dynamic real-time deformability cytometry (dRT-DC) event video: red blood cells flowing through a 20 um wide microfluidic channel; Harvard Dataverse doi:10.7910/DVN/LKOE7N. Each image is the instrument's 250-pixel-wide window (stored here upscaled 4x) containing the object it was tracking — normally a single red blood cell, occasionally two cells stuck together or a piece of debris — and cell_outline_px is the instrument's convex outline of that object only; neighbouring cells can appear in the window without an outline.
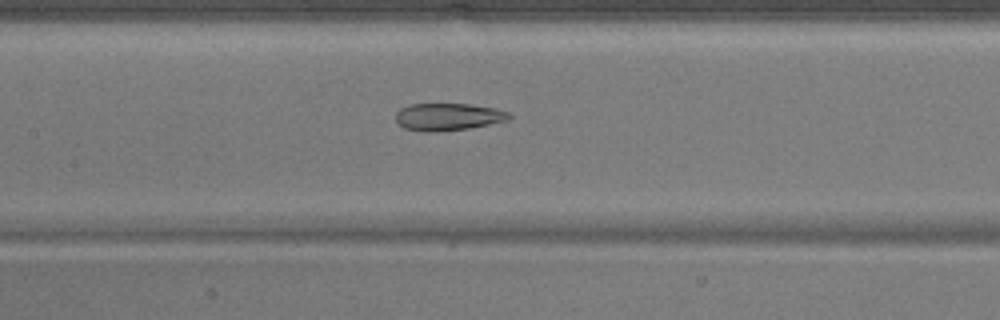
{"species": "common noctule bat (a hibernating species)", "species_latin": "Nyctalus noctula", "temperature_condition": "warm", "stored_images_in_passage": 46, "camera_frame_rate_fps": 3000, "um_per_image_px": 0.085, "animal": {"sex": "male", "body_mass_g": 17.9}, "frame": {"image": 1, "passage_image": 20, "time_ms": 6.333, "image_size_px": [1000, 320], "cell_outline_px": [[512, 116], [508, 120], [468, 128], [436, 132], [424, 132], [404, 128], [396, 120], [396, 112], [400, 108], [408, 104], [472, 104], [496, 108], [508, 112]], "centroid_in_image_um": [38.07, 9.92], "position_along_channel_um": 169.3, "area_um2": 18.09}}
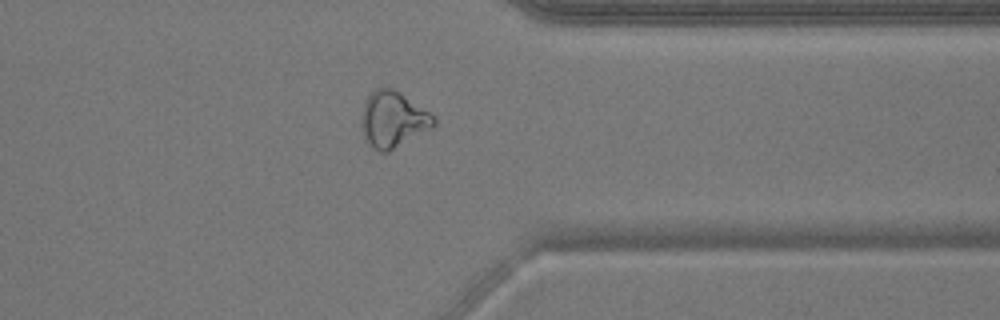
{"frame": {"image": 2, "passage_image": 36, "time_ms": 11.667, "image_size_px": [1000, 320], "cell_outline_px": [[436, 124], [432, 128], [388, 152], [380, 152], [372, 148], [368, 144], [364, 136], [360, 124], [360, 116], [364, 100], [376, 88], [392, 88], [400, 92], [436, 116]], "centroid_in_image_um": [33.39, 10.16], "position_along_channel_um": 378.0, "area_um2": 23.93}}
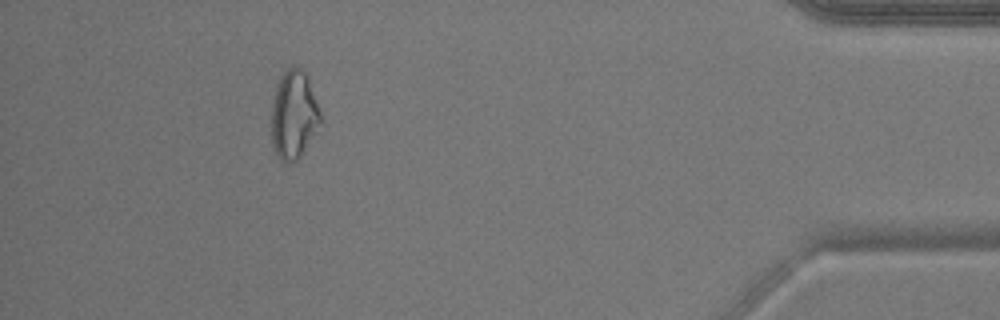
{"frame": {"image": 3, "passage_image": 42, "time_ms": 13.667, "image_size_px": [1000, 320], "cell_outline_px": [[320, 120], [300, 156], [296, 160], [288, 164], [280, 160], [276, 152], [272, 140], [272, 100], [276, 84], [280, 76], [288, 68], [296, 64], [308, 76], [320, 112]], "centroid_in_image_um": [24.94, 9.7], "position_along_channel_um": 410.3, "area_um2": 24.8}}